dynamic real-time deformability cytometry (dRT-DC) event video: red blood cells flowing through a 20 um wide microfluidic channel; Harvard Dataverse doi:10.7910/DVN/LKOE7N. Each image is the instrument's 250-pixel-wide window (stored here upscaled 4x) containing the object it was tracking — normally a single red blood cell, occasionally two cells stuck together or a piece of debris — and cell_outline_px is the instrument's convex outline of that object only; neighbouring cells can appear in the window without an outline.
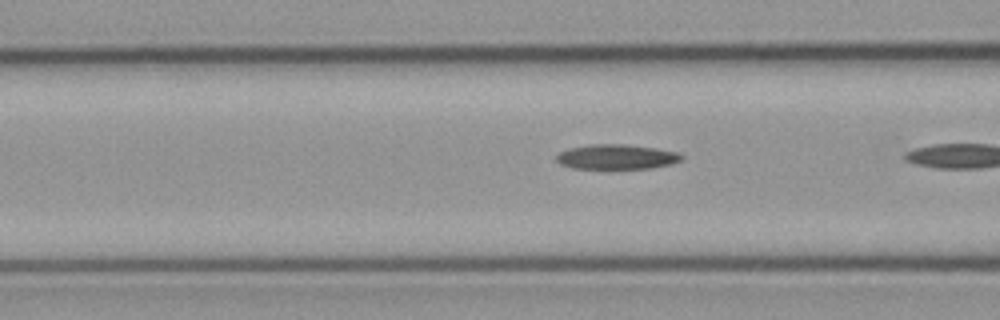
{"species": "common noctule bat (a hibernating species)", "species_latin": "Nyctalus noctula", "temperature_condition": "cold", "stored_images_in_passage": 15, "camera_frame_rate_fps": 3000, "um_per_image_px": 0.085, "animal": {"sex": "male", "body_mass_g": 23.1, "forearm_length_mm": 52.7}, "frame": {"image": 1, "passage_image": 14, "time_ms": 4.333, "image_size_px": [1000, 320], "cell_outline_px": [[684, 156], [680, 160], [672, 164], [652, 168], [572, 168], [560, 164], [556, 160], [556, 156], [560, 152], [568, 148], [588, 144], [624, 144], [656, 148], [676, 152]], "centroid_in_image_um": [52.39, 13.32], "position_along_channel_um": 114.2, "area_um2": 18.09}}